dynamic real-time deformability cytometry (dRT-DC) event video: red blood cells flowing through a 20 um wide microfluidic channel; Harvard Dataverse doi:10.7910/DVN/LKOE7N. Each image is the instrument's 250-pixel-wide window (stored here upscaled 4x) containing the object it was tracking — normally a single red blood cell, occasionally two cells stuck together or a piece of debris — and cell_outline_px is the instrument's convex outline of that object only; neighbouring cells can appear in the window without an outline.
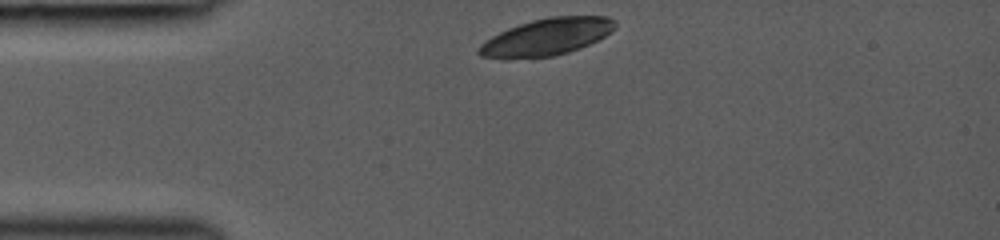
{"species": "common noctule bat (a hibernating species)", "species_latin": "Nyctalus noctula", "temperature_condition": "room temperature", "stored_images_in_passage": 21, "camera_frame_rate_fps": 3000, "um_per_image_px": 0.085, "animal": {"sex": "female", "body_mass_g": 19.0, "forearm_length_mm": 53.3}, "frame": {"image": 1, "passage_image": 1, "time_ms": 0.0, "image_size_px": [1000, 240], "cell_outline_px": [[616, 24], [604, 36], [580, 48], [568, 52], [552, 56], [480, 56], [476, 52], [476, 48], [484, 40], [508, 28], [532, 20], [548, 16], [608, 16], [616, 20]], "centroid_in_image_um": [46.48, 3.09], "position_along_channel_um": 38.5, "area_um2": 28.5}}